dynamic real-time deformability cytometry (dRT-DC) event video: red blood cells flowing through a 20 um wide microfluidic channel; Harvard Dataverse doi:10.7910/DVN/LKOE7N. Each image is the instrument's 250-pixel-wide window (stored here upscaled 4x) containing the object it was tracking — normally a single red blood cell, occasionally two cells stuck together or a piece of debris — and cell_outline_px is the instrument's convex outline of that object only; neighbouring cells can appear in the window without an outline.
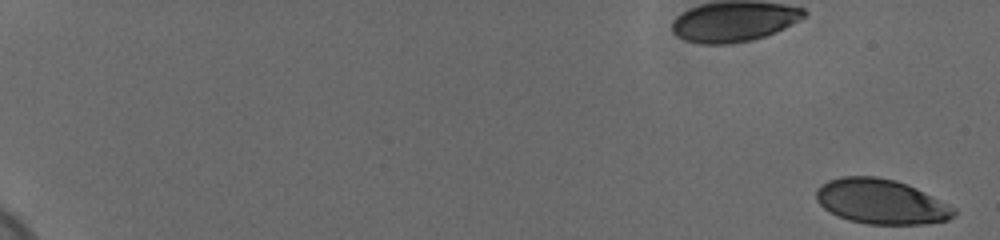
{"species": "human", "species_latin": "Homo sapiens", "temperature_condition": "cold", "stored_images_in_passage": 59, "camera_frame_rate_fps": 3000, "um_per_image_px": 0.085, "donor": {"sex": "female"}, "frame": {"image": 1, "passage_image": 1, "time_ms": 0.0, "image_size_px": [1000, 240], "cell_outline_px": [[956, 216], [948, 220], [924, 224], [868, 224], [848, 220], [824, 208], [816, 200], [816, 188], [820, 184], [828, 180], [840, 176], [876, 176], [896, 180], [908, 184], [956, 208]], "centroid_in_image_um": [74.89, 17.13], "position_along_channel_um": 10.1, "area_um2": 36.13}}
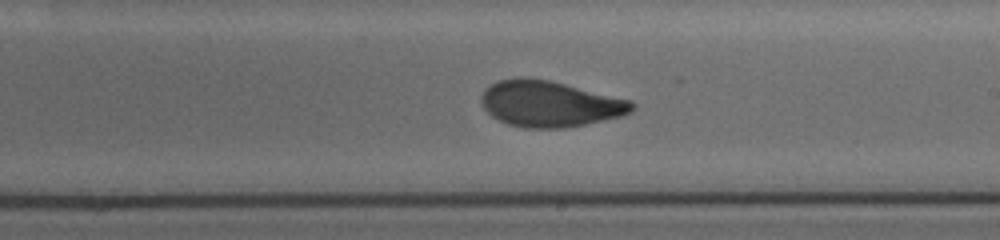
{"frame": {"image": 2, "passage_image": 38, "time_ms": 12.333, "image_size_px": [1000, 240], "cell_outline_px": [[636, 108], [632, 112], [624, 116], [584, 124], [560, 128], [524, 128], [508, 124], [492, 116], [484, 108], [480, 100], [480, 96], [484, 88], [500, 80], [516, 76], [524, 76], [548, 80], [632, 100], [636, 104]], "centroid_in_image_um": [46.74, 8.81], "position_along_channel_um": 242.3, "area_um2": 40.63}}
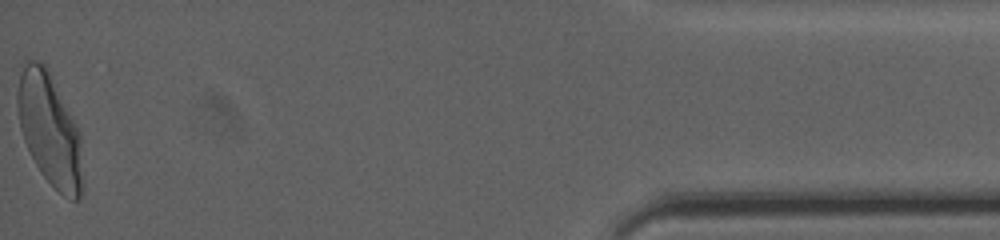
{"frame": {"image": 3, "passage_image": 59, "time_ms": 19.333, "image_size_px": [1000, 240], "cell_outline_px": [[84, 192], [80, 200], [72, 200], [64, 196], [40, 172], [24, 140], [20, 128], [16, 108], [16, 92], [20, 64], [24, 60], [36, 60], [44, 64], [48, 68], [80, 132]], "centroid_in_image_um": [4.21, 10.99], "position_along_channel_um": 431.0, "area_um2": 43.35}, "authors_computed_cell_mechanics": {"area_um2": 39.4774, "velocity_mm_per_s": 3.6902, "shape_relaxation_time_tau1_ms": 5.5868, "shape_relaxation_time_tau2_ms": 1.038, "deformation_change_tau1": 0.183, "deformation_change_tau2": 0.0609}}